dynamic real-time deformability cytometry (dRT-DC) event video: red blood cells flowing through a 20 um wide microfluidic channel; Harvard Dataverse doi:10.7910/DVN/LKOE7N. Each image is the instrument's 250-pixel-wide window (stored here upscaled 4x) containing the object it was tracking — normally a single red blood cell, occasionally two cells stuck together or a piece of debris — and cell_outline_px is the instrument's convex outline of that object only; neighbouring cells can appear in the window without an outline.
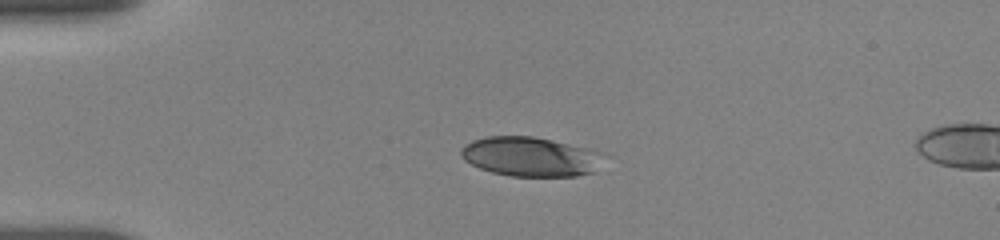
{"species": "human", "species_latin": "Homo sapiens", "temperature_condition": "room temperature", "stored_images_in_passage": 5, "camera_frame_rate_fps": 3000, "um_per_image_px": 0.085, "donor": {"sex": "female"}, "frame": {"image": 1, "passage_image": 1, "time_ms": 0.0, "image_size_px": [1000, 240], "cell_outline_px": [[608, 156], [592, 172], [576, 176], [512, 176], [492, 172], [480, 168], [464, 160], [460, 156], [460, 148], [464, 144], [472, 140], [484, 136], [532, 136], [552, 140], [608, 152]], "centroid_in_image_um": [45.12, 13.3], "position_along_channel_um": 39.9, "area_um2": 33.29}}